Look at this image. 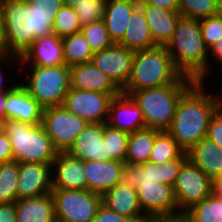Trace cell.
<instances>
[{"label": "cell", "instance_id": "52a82bcc", "mask_svg": "<svg viewBox=\"0 0 222 222\" xmlns=\"http://www.w3.org/2000/svg\"><path fill=\"white\" fill-rule=\"evenodd\" d=\"M1 130L10 140L13 161L52 164L58 154L42 125L5 119L1 122Z\"/></svg>", "mask_w": 222, "mask_h": 222}, {"label": "cell", "instance_id": "ee69618b", "mask_svg": "<svg viewBox=\"0 0 222 222\" xmlns=\"http://www.w3.org/2000/svg\"><path fill=\"white\" fill-rule=\"evenodd\" d=\"M0 222H16L15 202L0 203Z\"/></svg>", "mask_w": 222, "mask_h": 222}, {"label": "cell", "instance_id": "e0dca14e", "mask_svg": "<svg viewBox=\"0 0 222 222\" xmlns=\"http://www.w3.org/2000/svg\"><path fill=\"white\" fill-rule=\"evenodd\" d=\"M19 65L59 66L64 65L62 38L55 33L36 38L19 57Z\"/></svg>", "mask_w": 222, "mask_h": 222}, {"label": "cell", "instance_id": "b9f144b4", "mask_svg": "<svg viewBox=\"0 0 222 222\" xmlns=\"http://www.w3.org/2000/svg\"><path fill=\"white\" fill-rule=\"evenodd\" d=\"M92 222H133V221L108 209L104 204H101Z\"/></svg>", "mask_w": 222, "mask_h": 222}, {"label": "cell", "instance_id": "681fc988", "mask_svg": "<svg viewBox=\"0 0 222 222\" xmlns=\"http://www.w3.org/2000/svg\"><path fill=\"white\" fill-rule=\"evenodd\" d=\"M212 195L222 199V175L212 179Z\"/></svg>", "mask_w": 222, "mask_h": 222}, {"label": "cell", "instance_id": "9a60e30c", "mask_svg": "<svg viewBox=\"0 0 222 222\" xmlns=\"http://www.w3.org/2000/svg\"><path fill=\"white\" fill-rule=\"evenodd\" d=\"M52 189L87 190L84 161L68 152H58L51 164Z\"/></svg>", "mask_w": 222, "mask_h": 222}, {"label": "cell", "instance_id": "4316f807", "mask_svg": "<svg viewBox=\"0 0 222 222\" xmlns=\"http://www.w3.org/2000/svg\"><path fill=\"white\" fill-rule=\"evenodd\" d=\"M118 44L134 52L157 46L152 39L150 28L139 6L131 14L123 39Z\"/></svg>", "mask_w": 222, "mask_h": 222}, {"label": "cell", "instance_id": "277c9868", "mask_svg": "<svg viewBox=\"0 0 222 222\" xmlns=\"http://www.w3.org/2000/svg\"><path fill=\"white\" fill-rule=\"evenodd\" d=\"M153 180L152 163L147 162L140 165L126 164L121 182L136 189L139 206L147 218L181 215L173 186Z\"/></svg>", "mask_w": 222, "mask_h": 222}, {"label": "cell", "instance_id": "8d00e7d4", "mask_svg": "<svg viewBox=\"0 0 222 222\" xmlns=\"http://www.w3.org/2000/svg\"><path fill=\"white\" fill-rule=\"evenodd\" d=\"M105 3L104 0H87L77 3L74 6V10L81 26L102 20Z\"/></svg>", "mask_w": 222, "mask_h": 222}, {"label": "cell", "instance_id": "ac0fdd59", "mask_svg": "<svg viewBox=\"0 0 222 222\" xmlns=\"http://www.w3.org/2000/svg\"><path fill=\"white\" fill-rule=\"evenodd\" d=\"M6 119L18 120L31 125H41L44 107L27 90L16 83L7 91Z\"/></svg>", "mask_w": 222, "mask_h": 222}, {"label": "cell", "instance_id": "e575fe53", "mask_svg": "<svg viewBox=\"0 0 222 222\" xmlns=\"http://www.w3.org/2000/svg\"><path fill=\"white\" fill-rule=\"evenodd\" d=\"M81 32L84 35L85 40L89 43L93 53L102 51L114 44L109 36L103 19L83 25L81 27Z\"/></svg>", "mask_w": 222, "mask_h": 222}, {"label": "cell", "instance_id": "7dc6e473", "mask_svg": "<svg viewBox=\"0 0 222 222\" xmlns=\"http://www.w3.org/2000/svg\"><path fill=\"white\" fill-rule=\"evenodd\" d=\"M209 53V57L215 58L216 63H222V38L209 49Z\"/></svg>", "mask_w": 222, "mask_h": 222}, {"label": "cell", "instance_id": "83f0119b", "mask_svg": "<svg viewBox=\"0 0 222 222\" xmlns=\"http://www.w3.org/2000/svg\"><path fill=\"white\" fill-rule=\"evenodd\" d=\"M157 132L158 130L156 129L144 128L129 133L125 163L128 165H140L149 162Z\"/></svg>", "mask_w": 222, "mask_h": 222}, {"label": "cell", "instance_id": "bcb514c9", "mask_svg": "<svg viewBox=\"0 0 222 222\" xmlns=\"http://www.w3.org/2000/svg\"><path fill=\"white\" fill-rule=\"evenodd\" d=\"M139 3H149L157 5L167 10H177L179 0H138Z\"/></svg>", "mask_w": 222, "mask_h": 222}, {"label": "cell", "instance_id": "8992f818", "mask_svg": "<svg viewBox=\"0 0 222 222\" xmlns=\"http://www.w3.org/2000/svg\"><path fill=\"white\" fill-rule=\"evenodd\" d=\"M182 77L174 67L166 46H155L135 52L132 74L122 91L176 84Z\"/></svg>", "mask_w": 222, "mask_h": 222}, {"label": "cell", "instance_id": "4fadbf2b", "mask_svg": "<svg viewBox=\"0 0 222 222\" xmlns=\"http://www.w3.org/2000/svg\"><path fill=\"white\" fill-rule=\"evenodd\" d=\"M134 55V51L114 43L102 51L95 52L91 62L122 90L131 77Z\"/></svg>", "mask_w": 222, "mask_h": 222}, {"label": "cell", "instance_id": "74e56055", "mask_svg": "<svg viewBox=\"0 0 222 222\" xmlns=\"http://www.w3.org/2000/svg\"><path fill=\"white\" fill-rule=\"evenodd\" d=\"M186 160L187 159H174L158 165L152 163L153 181L173 186L177 180L181 166Z\"/></svg>", "mask_w": 222, "mask_h": 222}, {"label": "cell", "instance_id": "3957f363", "mask_svg": "<svg viewBox=\"0 0 222 222\" xmlns=\"http://www.w3.org/2000/svg\"><path fill=\"white\" fill-rule=\"evenodd\" d=\"M166 48L174 67L183 76L205 82L212 73L209 49L201 36L199 20L180 17Z\"/></svg>", "mask_w": 222, "mask_h": 222}, {"label": "cell", "instance_id": "d590c367", "mask_svg": "<svg viewBox=\"0 0 222 222\" xmlns=\"http://www.w3.org/2000/svg\"><path fill=\"white\" fill-rule=\"evenodd\" d=\"M81 24L74 7L63 5L53 22V32L58 37H65L81 31Z\"/></svg>", "mask_w": 222, "mask_h": 222}, {"label": "cell", "instance_id": "9f6ffc18", "mask_svg": "<svg viewBox=\"0 0 222 222\" xmlns=\"http://www.w3.org/2000/svg\"><path fill=\"white\" fill-rule=\"evenodd\" d=\"M220 12L222 13V0H220Z\"/></svg>", "mask_w": 222, "mask_h": 222}, {"label": "cell", "instance_id": "9c48e42d", "mask_svg": "<svg viewBox=\"0 0 222 222\" xmlns=\"http://www.w3.org/2000/svg\"><path fill=\"white\" fill-rule=\"evenodd\" d=\"M56 222H92L102 195L88 190L52 189Z\"/></svg>", "mask_w": 222, "mask_h": 222}, {"label": "cell", "instance_id": "f1b7e54d", "mask_svg": "<svg viewBox=\"0 0 222 222\" xmlns=\"http://www.w3.org/2000/svg\"><path fill=\"white\" fill-rule=\"evenodd\" d=\"M174 159H188L187 152L178 145L167 131H158L155 134L149 162L158 165Z\"/></svg>", "mask_w": 222, "mask_h": 222}, {"label": "cell", "instance_id": "d6a6232c", "mask_svg": "<svg viewBox=\"0 0 222 222\" xmlns=\"http://www.w3.org/2000/svg\"><path fill=\"white\" fill-rule=\"evenodd\" d=\"M129 133L104 126L103 142L106 148V158L108 160L121 161L125 163L127 154Z\"/></svg>", "mask_w": 222, "mask_h": 222}, {"label": "cell", "instance_id": "ffe728a7", "mask_svg": "<svg viewBox=\"0 0 222 222\" xmlns=\"http://www.w3.org/2000/svg\"><path fill=\"white\" fill-rule=\"evenodd\" d=\"M126 163L121 161H84L87 190L103 195L121 182Z\"/></svg>", "mask_w": 222, "mask_h": 222}, {"label": "cell", "instance_id": "cb8c5ba5", "mask_svg": "<svg viewBox=\"0 0 222 222\" xmlns=\"http://www.w3.org/2000/svg\"><path fill=\"white\" fill-rule=\"evenodd\" d=\"M138 0H110L105 3L103 20L113 43H119L126 32L129 18Z\"/></svg>", "mask_w": 222, "mask_h": 222}, {"label": "cell", "instance_id": "8fae6325", "mask_svg": "<svg viewBox=\"0 0 222 222\" xmlns=\"http://www.w3.org/2000/svg\"><path fill=\"white\" fill-rule=\"evenodd\" d=\"M212 180L192 161L187 159L181 166L173 185L175 200L182 214L198 201L212 194Z\"/></svg>", "mask_w": 222, "mask_h": 222}, {"label": "cell", "instance_id": "ba28073f", "mask_svg": "<svg viewBox=\"0 0 222 222\" xmlns=\"http://www.w3.org/2000/svg\"><path fill=\"white\" fill-rule=\"evenodd\" d=\"M24 66L32 70L26 74L27 79L24 78L21 83L27 92L44 108L61 106L70 89L69 67L66 64L50 67L35 65H17L16 67L24 68Z\"/></svg>", "mask_w": 222, "mask_h": 222}, {"label": "cell", "instance_id": "f546056e", "mask_svg": "<svg viewBox=\"0 0 222 222\" xmlns=\"http://www.w3.org/2000/svg\"><path fill=\"white\" fill-rule=\"evenodd\" d=\"M64 60L68 67L91 62L94 55L82 32L62 38Z\"/></svg>", "mask_w": 222, "mask_h": 222}, {"label": "cell", "instance_id": "7bdbcfd3", "mask_svg": "<svg viewBox=\"0 0 222 222\" xmlns=\"http://www.w3.org/2000/svg\"><path fill=\"white\" fill-rule=\"evenodd\" d=\"M13 161L11 143L8 136L0 130V163Z\"/></svg>", "mask_w": 222, "mask_h": 222}, {"label": "cell", "instance_id": "d4e9b609", "mask_svg": "<svg viewBox=\"0 0 222 222\" xmlns=\"http://www.w3.org/2000/svg\"><path fill=\"white\" fill-rule=\"evenodd\" d=\"M192 161L211 180L222 175V148L207 137L202 138L188 152Z\"/></svg>", "mask_w": 222, "mask_h": 222}, {"label": "cell", "instance_id": "5bb4252c", "mask_svg": "<svg viewBox=\"0 0 222 222\" xmlns=\"http://www.w3.org/2000/svg\"><path fill=\"white\" fill-rule=\"evenodd\" d=\"M51 175V164L38 162L19 163V177L17 185L18 200L51 193Z\"/></svg>", "mask_w": 222, "mask_h": 222}, {"label": "cell", "instance_id": "484cf974", "mask_svg": "<svg viewBox=\"0 0 222 222\" xmlns=\"http://www.w3.org/2000/svg\"><path fill=\"white\" fill-rule=\"evenodd\" d=\"M15 205L16 222H56L51 193L17 200Z\"/></svg>", "mask_w": 222, "mask_h": 222}, {"label": "cell", "instance_id": "2e32d148", "mask_svg": "<svg viewBox=\"0 0 222 222\" xmlns=\"http://www.w3.org/2000/svg\"><path fill=\"white\" fill-rule=\"evenodd\" d=\"M106 124L128 133L146 128L139 105L130 95L123 92L112 98Z\"/></svg>", "mask_w": 222, "mask_h": 222}, {"label": "cell", "instance_id": "7402d4cb", "mask_svg": "<svg viewBox=\"0 0 222 222\" xmlns=\"http://www.w3.org/2000/svg\"><path fill=\"white\" fill-rule=\"evenodd\" d=\"M146 18L152 39L157 46H166L172 39L181 15L177 10H167L154 4L139 3Z\"/></svg>", "mask_w": 222, "mask_h": 222}, {"label": "cell", "instance_id": "5b68a950", "mask_svg": "<svg viewBox=\"0 0 222 222\" xmlns=\"http://www.w3.org/2000/svg\"><path fill=\"white\" fill-rule=\"evenodd\" d=\"M195 82L194 79L183 76L176 84L122 92L130 95L139 105L146 128L167 131L178 101Z\"/></svg>", "mask_w": 222, "mask_h": 222}, {"label": "cell", "instance_id": "f6af8a7d", "mask_svg": "<svg viewBox=\"0 0 222 222\" xmlns=\"http://www.w3.org/2000/svg\"><path fill=\"white\" fill-rule=\"evenodd\" d=\"M12 63L11 61H13V63L15 62V64L17 63H20V60H19V56H5V57H0V64H2V63H4V67L6 66V62H7V64L9 63ZM3 70H1V68H0V93H2V92H5V91H9V90H11L13 87H14V85H16V84H14L13 83V86L12 85H10V87L9 86H7V85H5L4 83H7L6 82V80L7 79H5V74L2 72ZM4 74V75H3ZM5 86H6V88H5Z\"/></svg>", "mask_w": 222, "mask_h": 222}, {"label": "cell", "instance_id": "f907efd6", "mask_svg": "<svg viewBox=\"0 0 222 222\" xmlns=\"http://www.w3.org/2000/svg\"><path fill=\"white\" fill-rule=\"evenodd\" d=\"M5 56H17V55L10 53L5 42L4 31H0V57H5Z\"/></svg>", "mask_w": 222, "mask_h": 222}, {"label": "cell", "instance_id": "1f68e13d", "mask_svg": "<svg viewBox=\"0 0 222 222\" xmlns=\"http://www.w3.org/2000/svg\"><path fill=\"white\" fill-rule=\"evenodd\" d=\"M18 177L19 162L0 163V203H12L18 200Z\"/></svg>", "mask_w": 222, "mask_h": 222}, {"label": "cell", "instance_id": "7a4b0ae2", "mask_svg": "<svg viewBox=\"0 0 222 222\" xmlns=\"http://www.w3.org/2000/svg\"><path fill=\"white\" fill-rule=\"evenodd\" d=\"M0 16L7 48L19 57L36 38L54 33L56 15L37 13L27 0H0Z\"/></svg>", "mask_w": 222, "mask_h": 222}, {"label": "cell", "instance_id": "30bf717a", "mask_svg": "<svg viewBox=\"0 0 222 222\" xmlns=\"http://www.w3.org/2000/svg\"><path fill=\"white\" fill-rule=\"evenodd\" d=\"M87 124L62 105L44 108L41 123L58 152H67Z\"/></svg>", "mask_w": 222, "mask_h": 222}, {"label": "cell", "instance_id": "db71d44e", "mask_svg": "<svg viewBox=\"0 0 222 222\" xmlns=\"http://www.w3.org/2000/svg\"><path fill=\"white\" fill-rule=\"evenodd\" d=\"M221 93V96H220V102H219V106H218V111L222 114V92Z\"/></svg>", "mask_w": 222, "mask_h": 222}, {"label": "cell", "instance_id": "44dd1931", "mask_svg": "<svg viewBox=\"0 0 222 222\" xmlns=\"http://www.w3.org/2000/svg\"><path fill=\"white\" fill-rule=\"evenodd\" d=\"M105 125L106 123H88L67 152L82 161H109L103 142Z\"/></svg>", "mask_w": 222, "mask_h": 222}, {"label": "cell", "instance_id": "7c38bea8", "mask_svg": "<svg viewBox=\"0 0 222 222\" xmlns=\"http://www.w3.org/2000/svg\"><path fill=\"white\" fill-rule=\"evenodd\" d=\"M112 98L108 93L70 88L62 106L87 123H106Z\"/></svg>", "mask_w": 222, "mask_h": 222}, {"label": "cell", "instance_id": "c3c4849f", "mask_svg": "<svg viewBox=\"0 0 222 222\" xmlns=\"http://www.w3.org/2000/svg\"><path fill=\"white\" fill-rule=\"evenodd\" d=\"M144 222H186L185 218L181 215L172 217H150Z\"/></svg>", "mask_w": 222, "mask_h": 222}, {"label": "cell", "instance_id": "603a6c76", "mask_svg": "<svg viewBox=\"0 0 222 222\" xmlns=\"http://www.w3.org/2000/svg\"><path fill=\"white\" fill-rule=\"evenodd\" d=\"M102 204L133 222H144L147 219L139 206L136 189L123 182L102 195Z\"/></svg>", "mask_w": 222, "mask_h": 222}, {"label": "cell", "instance_id": "4dcf8cb0", "mask_svg": "<svg viewBox=\"0 0 222 222\" xmlns=\"http://www.w3.org/2000/svg\"><path fill=\"white\" fill-rule=\"evenodd\" d=\"M186 222H222V199L210 195L182 213Z\"/></svg>", "mask_w": 222, "mask_h": 222}, {"label": "cell", "instance_id": "f5cc1de1", "mask_svg": "<svg viewBox=\"0 0 222 222\" xmlns=\"http://www.w3.org/2000/svg\"><path fill=\"white\" fill-rule=\"evenodd\" d=\"M87 1V0H61L62 4L65 6L74 7L77 3Z\"/></svg>", "mask_w": 222, "mask_h": 222}, {"label": "cell", "instance_id": "ab89813d", "mask_svg": "<svg viewBox=\"0 0 222 222\" xmlns=\"http://www.w3.org/2000/svg\"><path fill=\"white\" fill-rule=\"evenodd\" d=\"M29 6L43 15H56L63 6L61 0H27Z\"/></svg>", "mask_w": 222, "mask_h": 222}, {"label": "cell", "instance_id": "60d3db41", "mask_svg": "<svg viewBox=\"0 0 222 222\" xmlns=\"http://www.w3.org/2000/svg\"><path fill=\"white\" fill-rule=\"evenodd\" d=\"M206 137L222 148V114L218 110L209 121Z\"/></svg>", "mask_w": 222, "mask_h": 222}, {"label": "cell", "instance_id": "816d5d0a", "mask_svg": "<svg viewBox=\"0 0 222 222\" xmlns=\"http://www.w3.org/2000/svg\"><path fill=\"white\" fill-rule=\"evenodd\" d=\"M7 100V91L0 93V122L6 119L5 103Z\"/></svg>", "mask_w": 222, "mask_h": 222}, {"label": "cell", "instance_id": "11a10c76", "mask_svg": "<svg viewBox=\"0 0 222 222\" xmlns=\"http://www.w3.org/2000/svg\"><path fill=\"white\" fill-rule=\"evenodd\" d=\"M0 31H3L1 16H0Z\"/></svg>", "mask_w": 222, "mask_h": 222}, {"label": "cell", "instance_id": "836d02e7", "mask_svg": "<svg viewBox=\"0 0 222 222\" xmlns=\"http://www.w3.org/2000/svg\"><path fill=\"white\" fill-rule=\"evenodd\" d=\"M181 17L201 20L220 12V0H179Z\"/></svg>", "mask_w": 222, "mask_h": 222}, {"label": "cell", "instance_id": "f35d334b", "mask_svg": "<svg viewBox=\"0 0 222 222\" xmlns=\"http://www.w3.org/2000/svg\"><path fill=\"white\" fill-rule=\"evenodd\" d=\"M201 36L205 46L210 49L222 38V13L199 20Z\"/></svg>", "mask_w": 222, "mask_h": 222}, {"label": "cell", "instance_id": "6da1fadb", "mask_svg": "<svg viewBox=\"0 0 222 222\" xmlns=\"http://www.w3.org/2000/svg\"><path fill=\"white\" fill-rule=\"evenodd\" d=\"M205 87L204 82L196 81L182 95L167 130L185 152L207 136L209 121L218 110L221 94H210Z\"/></svg>", "mask_w": 222, "mask_h": 222}, {"label": "cell", "instance_id": "d6986e66", "mask_svg": "<svg viewBox=\"0 0 222 222\" xmlns=\"http://www.w3.org/2000/svg\"><path fill=\"white\" fill-rule=\"evenodd\" d=\"M70 70V88L83 91H98L118 96L122 90L92 62L74 65Z\"/></svg>", "mask_w": 222, "mask_h": 222}]
</instances>
